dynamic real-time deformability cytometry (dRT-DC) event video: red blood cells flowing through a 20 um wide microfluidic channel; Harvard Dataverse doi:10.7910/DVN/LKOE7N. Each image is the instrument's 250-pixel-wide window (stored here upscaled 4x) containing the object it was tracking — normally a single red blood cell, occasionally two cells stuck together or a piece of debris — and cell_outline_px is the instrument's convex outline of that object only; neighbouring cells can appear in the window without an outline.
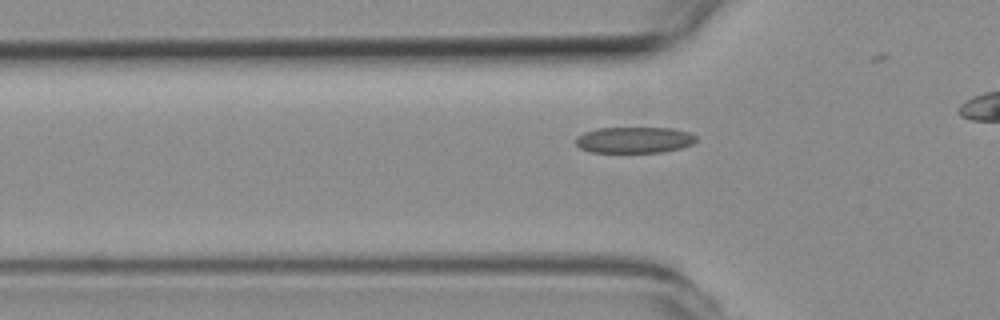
{"species": "common noctule bat (a hibernating species)", "species_latin": "Nyctalus noctula", "temperature_condition": "room temperature", "stored_images_in_passage": 14, "camera_frame_rate_fps": 3000, "um_per_image_px": 0.085, "animal": {"sex": "female", "body_mass_g": 19.3, "forearm_length_mm": 54.1}, "frame": {"image": 1, "passage_image": 3, "time_ms": 0.667, "image_size_px": [1000, 320], "cell_outline_px": [[696, 140], [692, 144], [680, 148], [660, 152], [592, 152], [580, 148], [576, 144], [576, 136], [584, 132], [596, 128], [672, 128], [692, 132], [696, 136]], "centroid_in_image_um": [53.92, 11.88], "position_along_channel_um": 71.9, "area_um2": 18.38}}
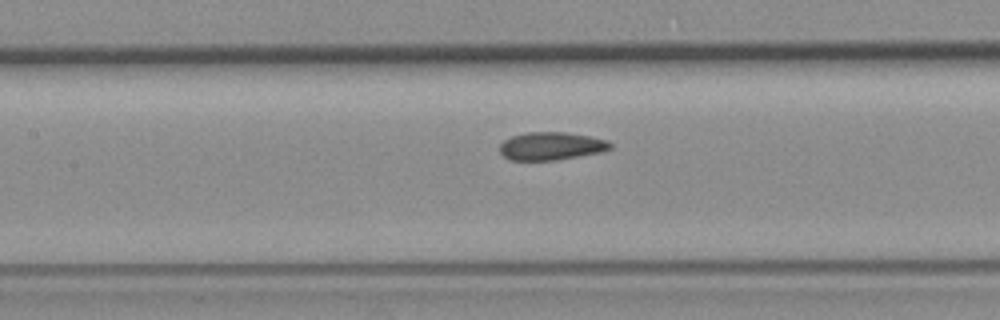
{"frame": {"image": 2, "passage_image": 10, "time_ms": 3.0, "image_size_px": [1000, 320], "cell_outline_px": [[612, 148], [604, 152], [556, 160], [512, 160], [504, 156], [500, 152], [500, 144], [504, 140], [512, 136], [528, 132], [564, 132], [588, 136], [608, 140], [612, 144]], "centroid_in_image_um": [46.89, 12.42], "position_along_channel_um": 160.5, "area_um2": 18.03}}
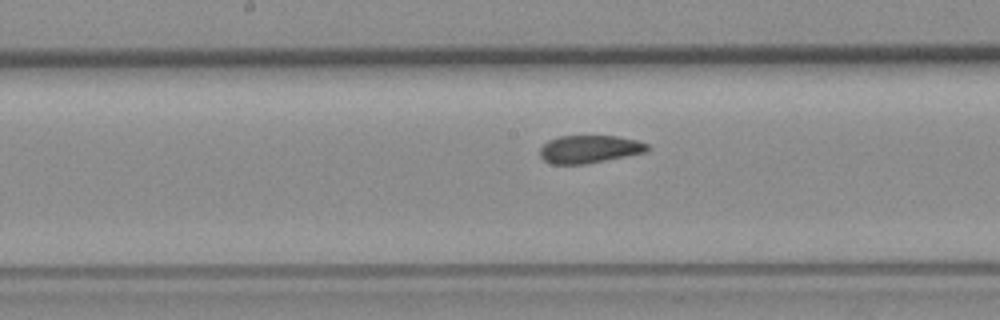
{"frame": {"image": 3, "passage_image": 13, "time_ms": 4.0, "image_size_px": [1000, 320], "cell_outline_px": [[652, 148], [648, 152], [584, 164], [552, 164], [544, 160], [540, 156], [540, 148], [548, 140], [560, 136], [616, 136], [636, 140], [648, 144]], "centroid_in_image_um": [50.13, 12.68], "position_along_channel_um": 198.1, "area_um2": 17.46}}